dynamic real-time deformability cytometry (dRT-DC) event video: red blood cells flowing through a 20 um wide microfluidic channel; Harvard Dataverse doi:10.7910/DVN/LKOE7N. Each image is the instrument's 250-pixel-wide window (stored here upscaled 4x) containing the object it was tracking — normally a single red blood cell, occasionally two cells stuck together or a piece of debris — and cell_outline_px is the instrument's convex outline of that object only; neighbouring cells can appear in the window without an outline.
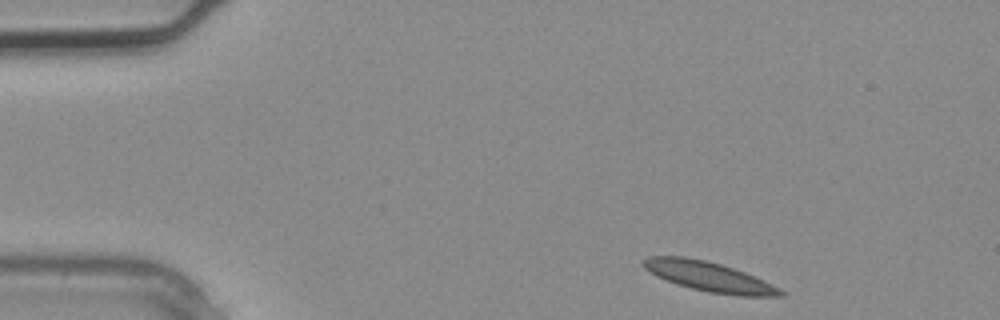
{"species": "common noctule bat (a hibernating species)", "species_latin": "Nyctalus noctula", "temperature_condition": "warm", "stored_images_in_passage": 2, "camera_frame_rate_fps": 3000, "um_per_image_px": 0.085, "animal": {"sex": "male", "body_mass_g": 20.4}, "frame": {"image": 1, "passage_image": 1, "time_ms": 0.0, "image_size_px": [1000, 320], "cell_outline_px": [[784, 296], [740, 296], [708, 292], [676, 284], [644, 268], [640, 264], [640, 260], [648, 256], [684, 256], [708, 260], [744, 272], [764, 280], [780, 288], [784, 292]], "centroid_in_image_um": [60.26, 23.5], "position_along_channel_um": 24.7, "area_um2": 23.64}}